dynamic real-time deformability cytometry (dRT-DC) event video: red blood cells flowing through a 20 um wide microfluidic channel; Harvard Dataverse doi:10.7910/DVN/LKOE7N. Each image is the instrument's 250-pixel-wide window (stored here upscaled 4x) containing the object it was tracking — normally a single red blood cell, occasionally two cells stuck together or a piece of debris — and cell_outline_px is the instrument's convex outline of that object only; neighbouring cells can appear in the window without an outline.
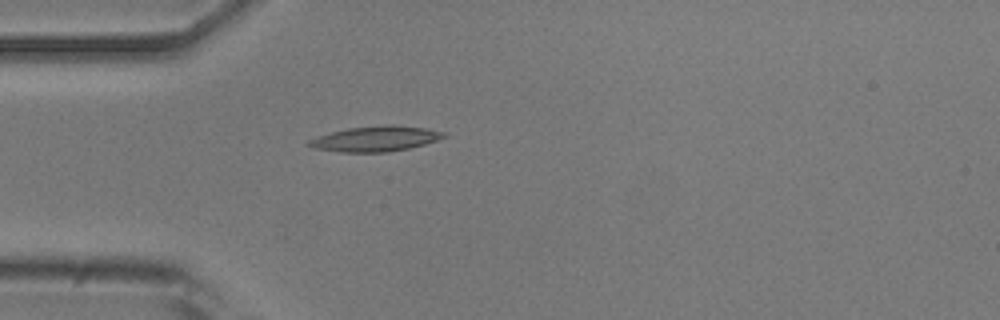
{"species": "common noctule bat (a hibernating species)", "species_latin": "Nyctalus noctula", "temperature_condition": "room temperature", "stored_images_in_passage": 1, "camera_frame_rate_fps": 3000, "um_per_image_px": 0.085, "animal": {"sex": "male", "body_mass_g": 20.5, "forearm_length_mm": 52.5}, "frame": {"image": 1, "passage_image": 1, "time_ms": 0.0, "image_size_px": [1000, 320], "cell_outline_px": [[448, 136], [424, 144], [408, 148], [388, 152], [340, 152], [316, 148], [304, 144], [308, 140], [332, 132], [348, 128], [388, 124], [392, 124], [424, 128], [444, 132]], "centroid_in_image_um": [31.92, 11.79], "position_along_channel_um": 53.1, "area_um2": 19.71}}